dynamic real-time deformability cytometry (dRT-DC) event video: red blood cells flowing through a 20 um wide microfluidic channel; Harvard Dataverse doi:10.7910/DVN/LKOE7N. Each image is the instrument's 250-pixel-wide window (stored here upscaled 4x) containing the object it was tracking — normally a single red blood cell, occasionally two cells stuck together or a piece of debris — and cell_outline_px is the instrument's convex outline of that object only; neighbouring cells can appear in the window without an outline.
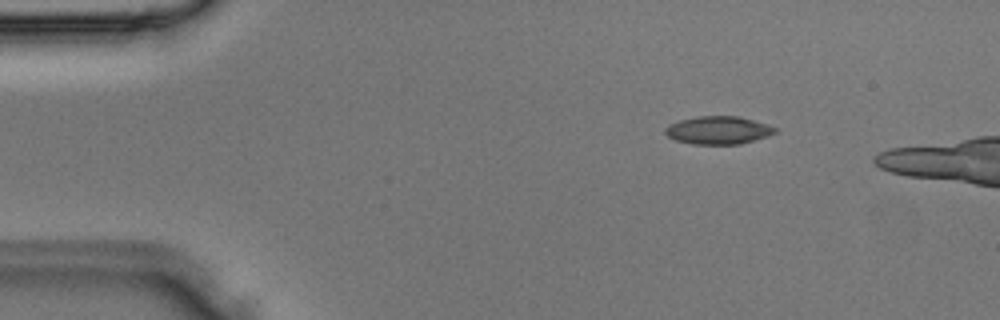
{"species": "Egyptian fruit bat (a non-hibernating species)", "species_latin": "Rousettus aegyptiacus", "temperature_condition": "room temperature", "stored_images_in_passage": 2, "camera_frame_rate_fps": 3000, "um_per_image_px": 0.085, "animal": {"sex": "male"}, "frame": {"image": 1, "passage_image": 1, "time_ms": 0.0, "image_size_px": [1000, 320], "cell_outline_px": [[776, 132], [768, 136], [740, 144], [692, 144], [676, 140], [668, 136], [664, 132], [664, 128], [668, 124], [680, 120], [696, 116], [740, 116], [776, 128]], "centroid_in_image_um": [61.0, 11.07], "position_along_channel_um": 24.0, "area_um2": 17.8}}